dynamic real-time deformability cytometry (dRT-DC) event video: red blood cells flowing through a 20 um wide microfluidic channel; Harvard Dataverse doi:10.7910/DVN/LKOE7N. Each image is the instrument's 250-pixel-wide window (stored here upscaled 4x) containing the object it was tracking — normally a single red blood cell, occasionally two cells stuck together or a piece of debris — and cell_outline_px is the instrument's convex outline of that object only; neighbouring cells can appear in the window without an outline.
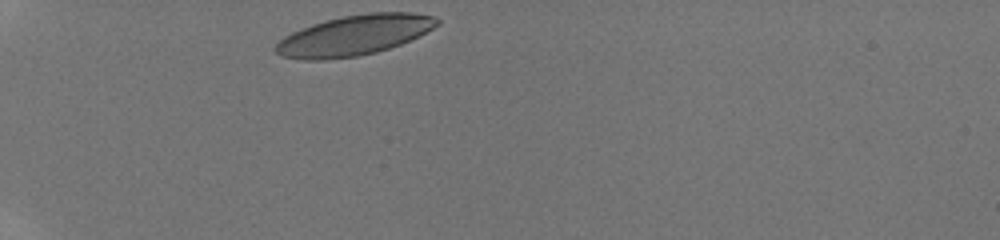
{"species": "human", "species_latin": "Homo sapiens", "temperature_condition": "room temperature", "stored_images_in_passage": 30, "camera_frame_rate_fps": 3000, "um_per_image_px": 0.085, "donor": {"sex": "male"}, "frame": {"image": 1, "passage_image": 1, "time_ms": 0.0, "image_size_px": [1000, 240], "cell_outline_px": [[440, 24], [400, 44], [376, 52], [360, 56], [324, 60], [304, 60], [280, 56], [272, 48], [284, 36], [292, 32], [312, 24], [344, 16], [368, 12], [412, 12], [436, 16], [440, 20]], "centroid_in_image_um": [30.09, 3.0], "position_along_channel_um": 54.9, "area_um2": 37.74}}
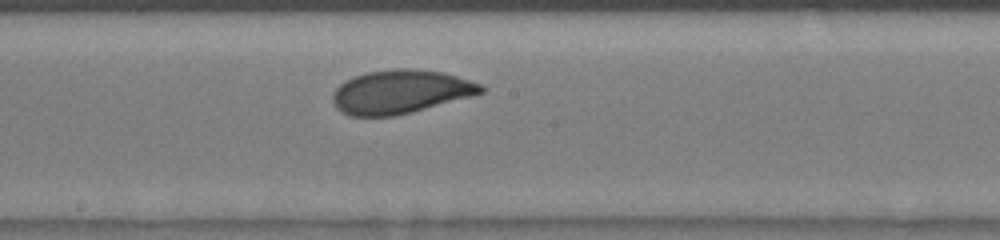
{"frame": {"image": 2, "passage_image": 15, "time_ms": 4.667, "image_size_px": [1000, 240], "cell_outline_px": [[484, 92], [412, 112], [392, 116], [348, 116], [340, 112], [336, 108], [332, 100], [332, 96], [336, 88], [344, 80], [368, 72], [396, 68], [412, 68], [444, 72], [480, 84], [484, 88]], "centroid_in_image_um": [33.99, 7.8], "position_along_channel_um": 214.2, "area_um2": 37.51}}
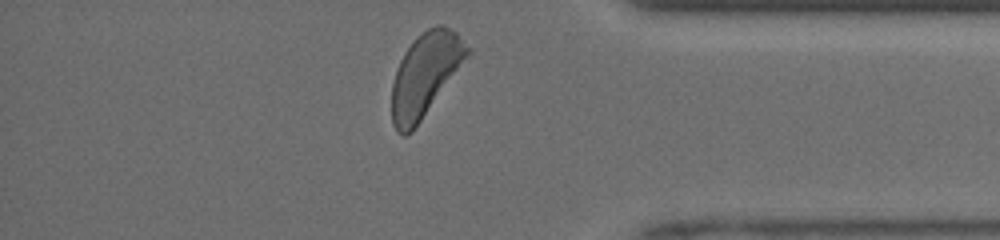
{"frame": {"image": 3, "passage_image": 29, "time_ms": 9.333, "image_size_px": [1000, 240], "cell_outline_px": [[472, 52], [412, 132], [404, 136], [396, 132], [392, 124], [392, 84], [400, 60], [404, 52], [416, 36], [428, 28], [436, 24], [444, 24], [456, 32], [472, 48]], "centroid_in_image_um": [36.16, 6.32], "position_along_channel_um": 399.0, "area_um2": 36.76}, "authors_computed_cell_mechanics": {"area_um2": 37.1365, "velocity_mm_per_s": 4.1751, "shape_relaxation_time_tau1_ms": 2.4661, "shape_relaxation_time_tau2_ms": 1.4121, "deformation_change_tau1": 0.1145, "deformation_change_tau2": 0.0666}}